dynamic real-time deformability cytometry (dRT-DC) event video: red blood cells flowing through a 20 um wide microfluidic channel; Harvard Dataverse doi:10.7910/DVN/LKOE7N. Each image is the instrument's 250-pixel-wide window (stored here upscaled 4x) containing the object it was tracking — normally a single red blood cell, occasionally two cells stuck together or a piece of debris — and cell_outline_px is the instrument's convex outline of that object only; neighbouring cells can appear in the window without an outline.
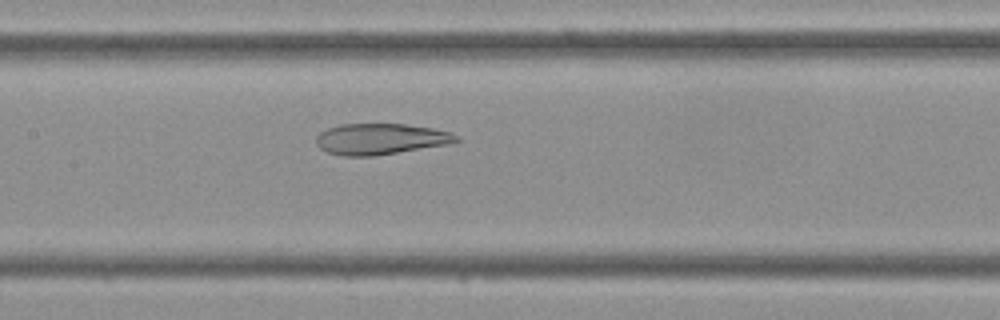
{"species": "Egyptian fruit bat (a non-hibernating species)", "species_latin": "Rousettus aegyptiacus", "temperature_condition": "cold", "stored_images_in_passage": 44, "camera_frame_rate_fps": 3000, "um_per_image_px": 0.085, "frame": {"image": 1, "passage_image": 21, "time_ms": 6.667, "image_size_px": [1000, 320], "cell_outline_px": [[460, 140], [448, 144], [372, 156], [344, 156], [328, 152], [320, 148], [316, 144], [316, 136], [320, 132], [328, 128], [340, 124], [404, 124], [432, 128], [448, 132], [460, 136]], "centroid_in_image_um": [32.32, 11.81], "position_along_channel_um": 175.1, "area_um2": 25.14}}
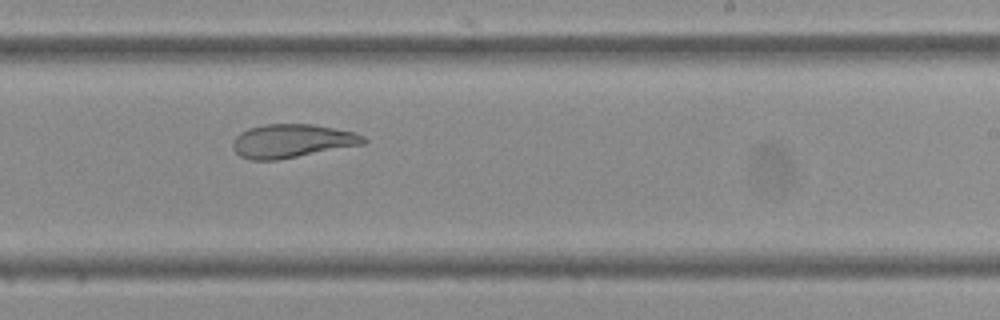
{"frame": {"image": 2, "passage_image": 27, "time_ms": 8.667, "image_size_px": [1000, 320], "cell_outline_px": [[368, 140], [364, 144], [276, 160], [248, 160], [240, 156], [232, 148], [232, 140], [240, 132], [248, 128], [264, 124], [312, 124], [352, 132], [364, 136]], "centroid_in_image_um": [24.76, 11.98], "position_along_channel_um": 264.2, "area_um2": 25.49}}
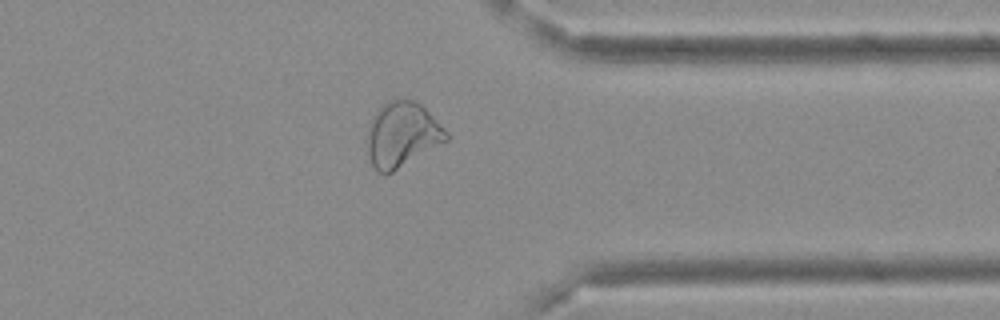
{"frame": {"image": 3, "passage_image": 35, "time_ms": 11.333, "image_size_px": [1000, 320], "cell_outline_px": [[448, 140], [392, 172], [384, 176], [376, 172], [372, 164], [368, 152], [368, 128], [372, 116], [388, 100], [412, 100], [420, 104], [448, 132]], "centroid_in_image_um": [34.16, 11.47], "position_along_channel_um": 377.2, "area_um2": 29.54}}